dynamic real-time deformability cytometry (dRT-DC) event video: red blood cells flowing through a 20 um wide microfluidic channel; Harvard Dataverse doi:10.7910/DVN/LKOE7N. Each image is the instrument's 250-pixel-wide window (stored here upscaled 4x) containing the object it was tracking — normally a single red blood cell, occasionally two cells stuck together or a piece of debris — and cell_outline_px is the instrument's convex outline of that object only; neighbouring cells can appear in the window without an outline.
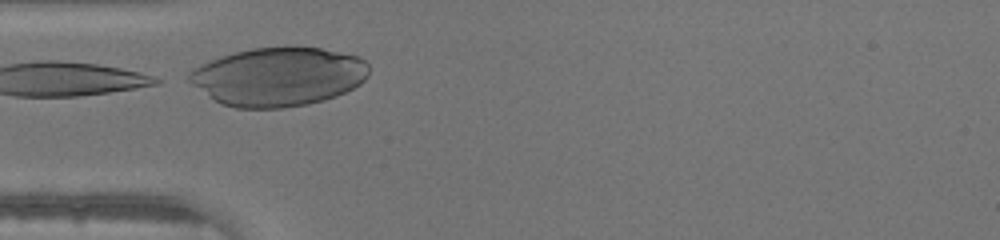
{"species": "human", "species_latin": "Homo sapiens", "temperature_condition": "warm", "stored_images_in_passage": 23, "camera_frame_rate_fps": 3000, "um_per_image_px": 0.085, "donor": {"sex": "male"}, "frame": {"image": 1, "passage_image": 4, "time_ms": 1.0, "image_size_px": [1000, 240], "cell_outline_px": [[368, 76], [360, 84], [336, 96], [324, 100], [308, 104], [280, 108], [236, 108], [220, 104], [192, 84], [188, 80], [188, 72], [192, 68], [220, 56], [252, 48], [320, 48], [360, 56], [368, 64]], "centroid_in_image_um": [23.66, 6.53], "position_along_channel_um": 61.3, "area_um2": 61.27}}